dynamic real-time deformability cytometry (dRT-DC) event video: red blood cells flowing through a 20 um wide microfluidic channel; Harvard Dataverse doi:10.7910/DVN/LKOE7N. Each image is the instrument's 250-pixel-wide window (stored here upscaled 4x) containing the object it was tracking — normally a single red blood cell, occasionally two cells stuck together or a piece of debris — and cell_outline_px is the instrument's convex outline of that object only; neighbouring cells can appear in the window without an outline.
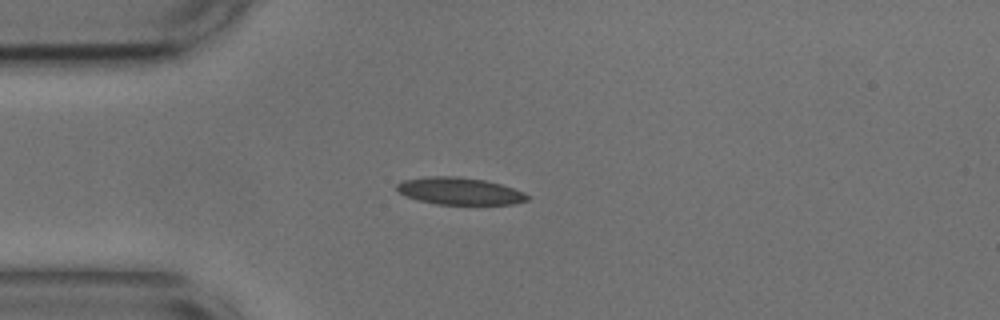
{"species": "common noctule bat (a hibernating species)", "species_latin": "Nyctalus noctula", "temperature_condition": "cold", "stored_images_in_passage": 21, "camera_frame_rate_fps": 3000, "um_per_image_px": 0.085, "animal": {"sex": "male", "body_mass_g": 17.9, "forearm_length_mm": 54.2}, "frame": {"image": 1, "passage_image": 1, "time_ms": 0.0, "image_size_px": [1000, 320], "cell_outline_px": [[528, 200], [512, 204], [436, 204], [416, 200], [400, 192], [396, 188], [396, 184], [404, 180], [428, 176], [456, 176], [484, 180], [500, 184], [524, 192], [528, 196]], "centroid_in_image_um": [39.05, 16.24], "position_along_channel_um": 46.0, "area_um2": 20.46}}